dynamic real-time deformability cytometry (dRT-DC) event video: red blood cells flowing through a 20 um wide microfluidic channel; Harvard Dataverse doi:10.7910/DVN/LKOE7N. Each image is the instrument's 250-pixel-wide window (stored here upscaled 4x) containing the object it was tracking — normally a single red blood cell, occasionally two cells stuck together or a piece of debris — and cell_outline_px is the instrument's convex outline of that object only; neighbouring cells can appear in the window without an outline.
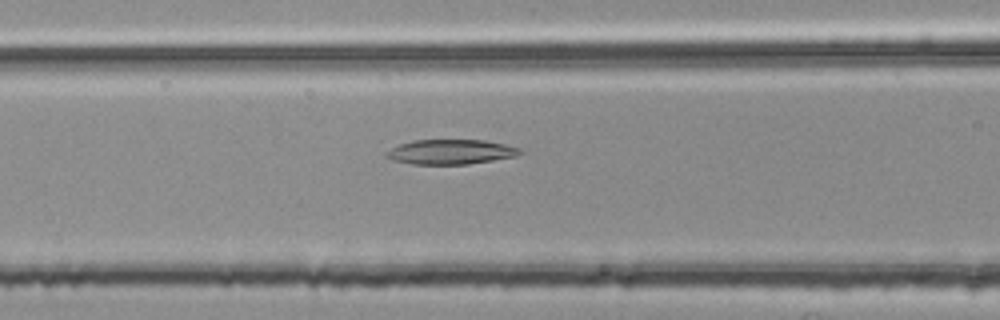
{"species": "common noctule bat (a hibernating species)", "species_latin": "Nyctalus noctula", "temperature_condition": "room temperature", "stored_images_in_passage": 17, "camera_frame_rate_fps": 3000, "um_per_image_px": 0.085, "animal": {"sex": "female", "body_mass_g": 25.1}, "frame": {"image": 1, "passage_image": 12, "time_ms": 3.667, "image_size_px": [1000, 320], "cell_outline_px": [[520, 152], [516, 156], [468, 164], [412, 164], [392, 160], [384, 156], [384, 152], [388, 148], [412, 140], [484, 140], [504, 144], [520, 148]], "centroid_in_image_um": [38.22, 12.91], "position_along_channel_um": 128.4, "area_um2": 19.31}}
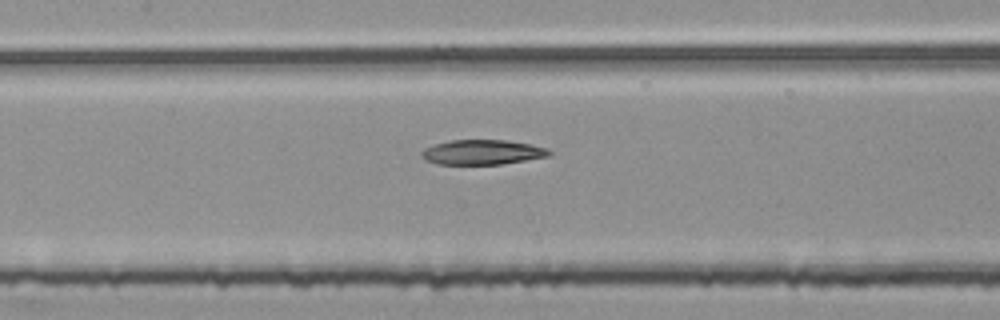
{"frame": {"image": 2, "passage_image": 15, "time_ms": 4.667, "image_size_px": [1000, 320], "cell_outline_px": [[552, 152], [548, 156], [500, 164], [436, 164], [424, 160], [420, 156], [420, 152], [424, 148], [436, 144], [452, 140], [508, 140], [548, 148]], "centroid_in_image_um": [40.95, 12.94], "position_along_channel_um": 166.4, "area_um2": 18.38}}